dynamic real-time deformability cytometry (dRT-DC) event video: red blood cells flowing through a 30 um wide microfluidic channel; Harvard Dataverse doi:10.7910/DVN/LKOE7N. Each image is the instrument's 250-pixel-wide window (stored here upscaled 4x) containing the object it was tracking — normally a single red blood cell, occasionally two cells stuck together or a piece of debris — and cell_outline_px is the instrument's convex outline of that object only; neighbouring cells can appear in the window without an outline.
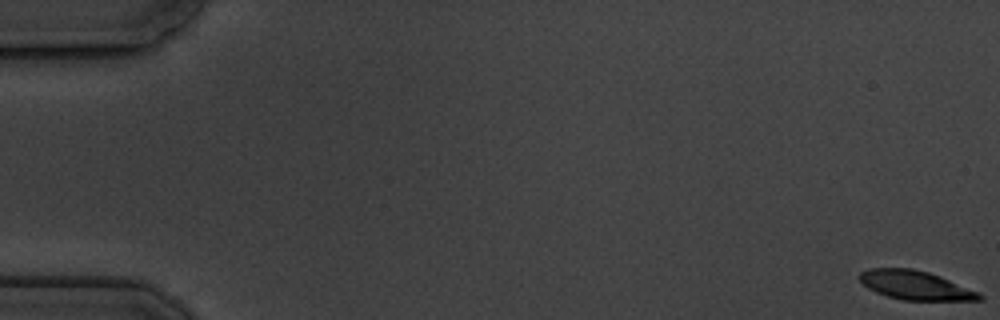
{"species": "common noctule bat (a hibernating species)", "species_latin": "Nyctalus noctula", "temperature_condition": "cold", "stored_images_in_passage": 6, "camera_frame_rate_fps": 3000, "um_per_image_px": 0.085, "animal": {"sex": "male", "body_mass_g": 19.5, "forearm_length_mm": 54.6}, "frame": {"image": 1, "passage_image": 1, "time_ms": 0.0, "image_size_px": [1000, 320], "cell_outline_px": [[984, 296], [980, 300], [900, 300], [876, 292], [868, 288], [856, 276], [860, 272], [868, 268], [912, 268], [928, 272], [940, 276], [980, 292]], "centroid_in_image_um": [77.79, 24.24], "position_along_channel_um": 7.2, "area_um2": 20.29}}
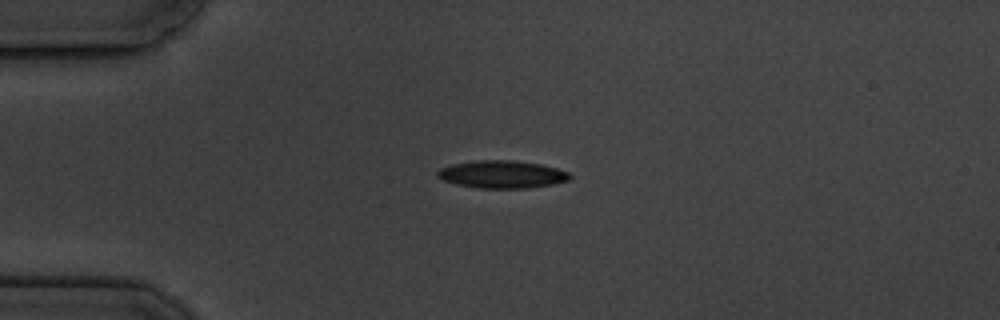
{"frame": {"image": 2, "passage_image": 6, "time_ms": 7.0, "image_size_px": [1000, 320], "cell_outline_px": [[572, 176], [568, 180], [552, 184], [528, 188], [476, 188], [456, 184], [444, 180], [436, 176], [436, 172], [440, 168], [452, 164], [476, 160], [508, 160], [540, 164], [556, 168], [568, 172]], "centroid_in_image_um": [42.64, 14.82], "position_along_channel_um": 42.4, "area_um2": 21.21}}